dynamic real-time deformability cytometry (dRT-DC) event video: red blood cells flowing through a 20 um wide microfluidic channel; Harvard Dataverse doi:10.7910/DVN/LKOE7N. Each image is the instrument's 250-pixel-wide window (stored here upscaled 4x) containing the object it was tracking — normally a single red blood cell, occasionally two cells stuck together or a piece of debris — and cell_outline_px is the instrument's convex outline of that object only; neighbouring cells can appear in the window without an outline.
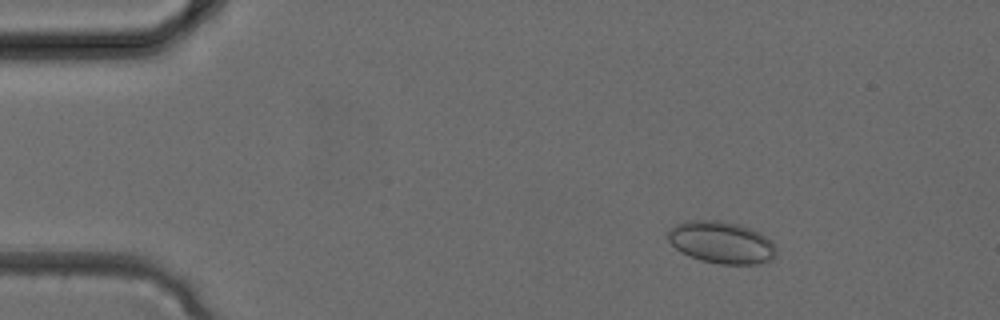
{"species": "common noctule bat (a hibernating species)", "species_latin": "Nyctalus noctula", "temperature_condition": "cold", "stored_images_in_passage": 3, "segment_of_instrument_passage": [1, 2], "camera_frame_rate_fps": 3000, "um_per_image_px": 0.085, "animal": {"sex": "female", "body_mass_g": 24.6, "forearm_length_mm": 56.2}, "frame": {"image": 1, "passage_image": 1, "time_ms": 0.0, "image_size_px": [1000, 320], "cell_outline_px": [[776, 256], [772, 260], [760, 264], [720, 264], [700, 260], [680, 252], [668, 240], [668, 232], [676, 224], [688, 220], [720, 220], [740, 224], [752, 228], [760, 232], [772, 240], [776, 248]], "centroid_in_image_um": [61.37, 20.6], "position_along_channel_um": 23.6, "area_um2": 26.88}}